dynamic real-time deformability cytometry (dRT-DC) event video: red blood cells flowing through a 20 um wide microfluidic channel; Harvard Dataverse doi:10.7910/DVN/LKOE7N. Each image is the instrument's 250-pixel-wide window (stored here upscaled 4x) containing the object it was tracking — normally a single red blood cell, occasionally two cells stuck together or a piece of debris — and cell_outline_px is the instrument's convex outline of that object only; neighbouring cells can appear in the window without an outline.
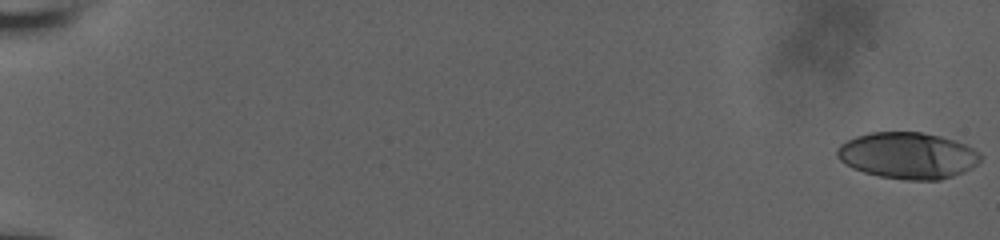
{"species": "human", "species_latin": "Homo sapiens", "temperature_condition": "room temperature", "stored_images_in_passage": 58, "camera_frame_rate_fps": 3000, "um_per_image_px": 0.085, "donor": {"sex": "male"}, "frame": {"image": 1, "passage_image": 1, "time_ms": 0.0, "image_size_px": [1000, 240], "cell_outline_px": [[984, 156], [972, 168], [964, 172], [940, 180], [908, 180], [880, 176], [864, 172], [852, 168], [840, 160], [836, 156], [836, 148], [840, 144], [856, 136], [872, 132], [920, 132], [952, 140], [964, 144], [980, 152]], "centroid_in_image_um": [77.15, 13.23], "position_along_channel_um": 7.8, "area_um2": 38.67}}
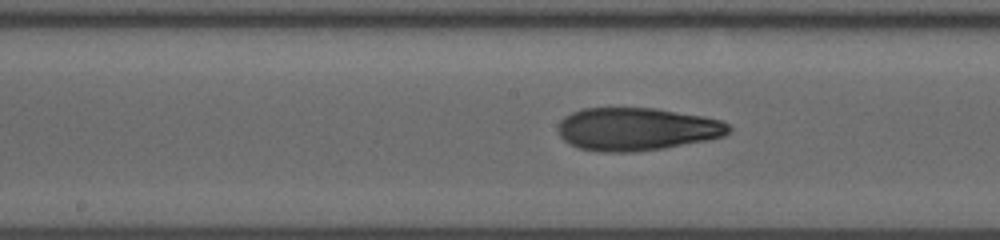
{"frame": {"image": 2, "passage_image": 33, "time_ms": 10.667, "image_size_px": [1000, 240], "cell_outline_px": [[732, 128], [724, 136], [664, 148], [636, 152], [604, 152], [580, 148], [568, 144], [560, 136], [556, 128], [560, 120], [564, 116], [572, 112], [584, 108], [656, 108], [700, 116], [720, 120], [728, 124]], "centroid_in_image_um": [54.06, 10.97], "position_along_channel_um": 194.1, "area_um2": 42.6}}
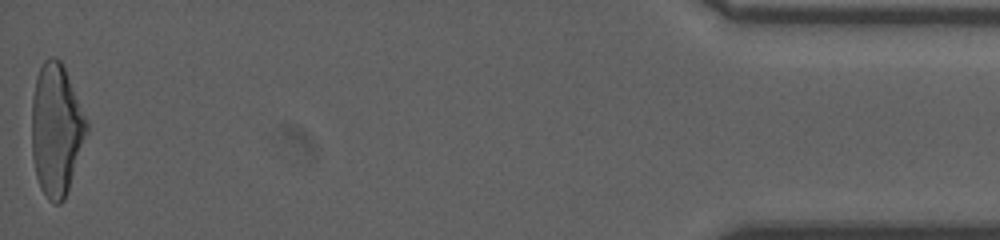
{"frame": {"image": 3, "passage_image": 58, "time_ms": 19.0, "image_size_px": [1000, 240], "cell_outline_px": [[88, 132], [64, 200], [60, 204], [56, 204], [48, 200], [40, 188], [36, 176], [32, 156], [32, 96], [36, 76], [44, 60], [52, 56], [60, 60], [64, 68], [88, 120]], "centroid_in_image_um": [4.78, 11.03], "position_along_channel_um": 430.4, "area_um2": 42.19}, "authors_computed_cell_mechanics": {"area_um2": 40.9802, "velocity_mm_per_s": 3.8454, "shape_relaxation_time_tau1_ms": null, "shape_relaxation_time_tau2_ms": 2.4366, "deformation_change_tau1": null, "deformation_change_tau2": 0.1085}}